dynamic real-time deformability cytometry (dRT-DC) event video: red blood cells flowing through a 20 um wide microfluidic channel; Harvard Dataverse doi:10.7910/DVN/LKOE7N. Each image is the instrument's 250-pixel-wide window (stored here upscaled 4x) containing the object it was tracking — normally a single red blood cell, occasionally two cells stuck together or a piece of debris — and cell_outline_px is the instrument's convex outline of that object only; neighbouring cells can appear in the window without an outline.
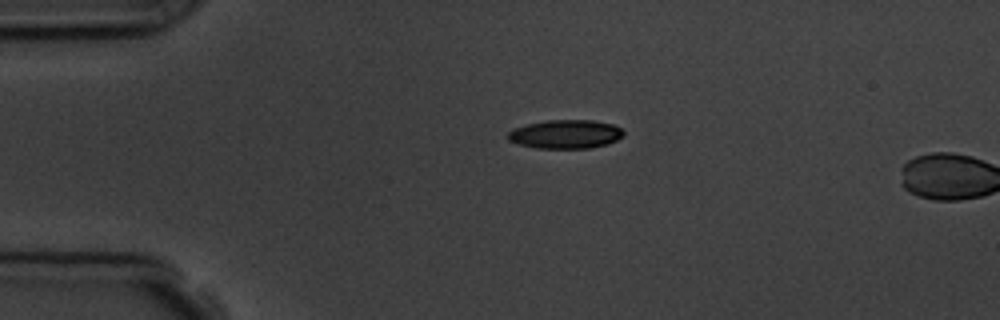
{"species": "common noctule bat (a hibernating species)", "species_latin": "Nyctalus noctula", "temperature_condition": "room temperature", "stored_images_in_passage": 2, "camera_frame_rate_fps": 3000, "um_per_image_px": 0.085, "animal": {"sex": "male", "body_mass_g": 19.5, "forearm_length_mm": 54.6}, "frame": {"image": 1, "passage_image": 1, "time_ms": 0.0, "image_size_px": [1000, 320], "cell_outline_px": [[624, 136], [608, 144], [592, 148], [536, 148], [520, 144], [508, 140], [508, 132], [512, 128], [528, 124], [548, 120], [592, 120], [612, 124], [620, 128], [624, 132]], "centroid_in_image_um": [48.08, 11.4], "position_along_channel_um": 36.9, "area_um2": 19.36}}